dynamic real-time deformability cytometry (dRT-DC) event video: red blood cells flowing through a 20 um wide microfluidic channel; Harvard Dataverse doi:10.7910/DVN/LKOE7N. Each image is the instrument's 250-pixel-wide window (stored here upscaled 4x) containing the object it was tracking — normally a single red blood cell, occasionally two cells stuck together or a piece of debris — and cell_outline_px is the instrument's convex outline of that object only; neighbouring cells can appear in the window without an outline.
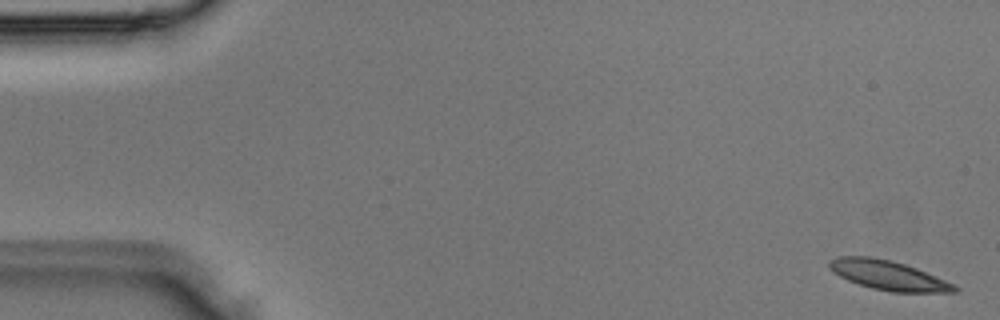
{"species": "Egyptian fruit bat (a non-hibernating species)", "species_latin": "Rousettus aegyptiacus", "temperature_condition": "room temperature", "stored_images_in_passage": 4, "camera_frame_rate_fps": 3000, "um_per_image_px": 0.085, "animal": {"sex": "male"}, "frame": {"image": 1, "passage_image": 1, "time_ms": 0.0, "image_size_px": [1000, 320], "cell_outline_px": [[960, 292], [892, 292], [872, 288], [848, 280], [832, 272], [828, 268], [828, 260], [836, 256], [872, 256], [892, 260], [916, 268], [944, 280], [960, 288]], "centroid_in_image_um": [75.45, 23.38], "position_along_channel_um": 9.5, "area_um2": 21.5}}